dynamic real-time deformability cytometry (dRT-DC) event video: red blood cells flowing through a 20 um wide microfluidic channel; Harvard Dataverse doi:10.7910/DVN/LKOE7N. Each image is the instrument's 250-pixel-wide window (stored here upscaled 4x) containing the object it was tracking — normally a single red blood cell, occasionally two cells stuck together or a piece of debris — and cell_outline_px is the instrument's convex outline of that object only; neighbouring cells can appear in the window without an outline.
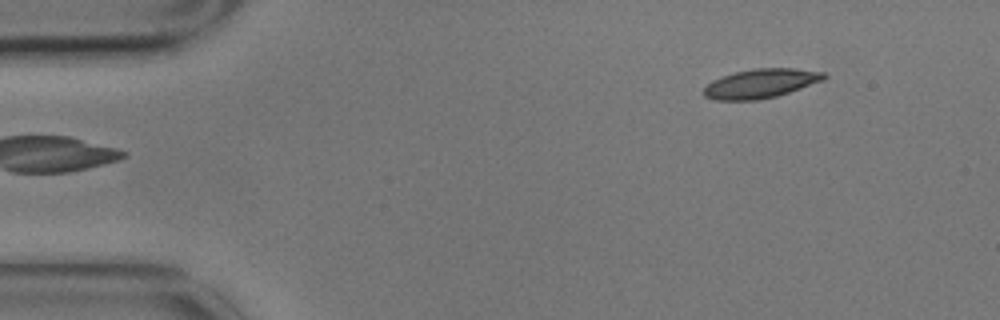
{"species": "common noctule bat (a hibernating species)", "species_latin": "Nyctalus noctula", "temperature_condition": "cold", "stored_images_in_passage": 6, "camera_frame_rate_fps": 3000, "um_per_image_px": 0.085, "animal": {"sex": "male", "body_mass_g": 17.9}, "frame": {"image": 1, "passage_image": 6, "time_ms": 1.667, "image_size_px": [1000, 320], "cell_outline_px": [[828, 76], [824, 80], [776, 96], [756, 100], [716, 100], [704, 96], [704, 88], [712, 80], [736, 72], [756, 68], [792, 68], [824, 72]], "centroid_in_image_um": [64.67, 7.09], "position_along_channel_um": 20.3, "area_um2": 20.17}}